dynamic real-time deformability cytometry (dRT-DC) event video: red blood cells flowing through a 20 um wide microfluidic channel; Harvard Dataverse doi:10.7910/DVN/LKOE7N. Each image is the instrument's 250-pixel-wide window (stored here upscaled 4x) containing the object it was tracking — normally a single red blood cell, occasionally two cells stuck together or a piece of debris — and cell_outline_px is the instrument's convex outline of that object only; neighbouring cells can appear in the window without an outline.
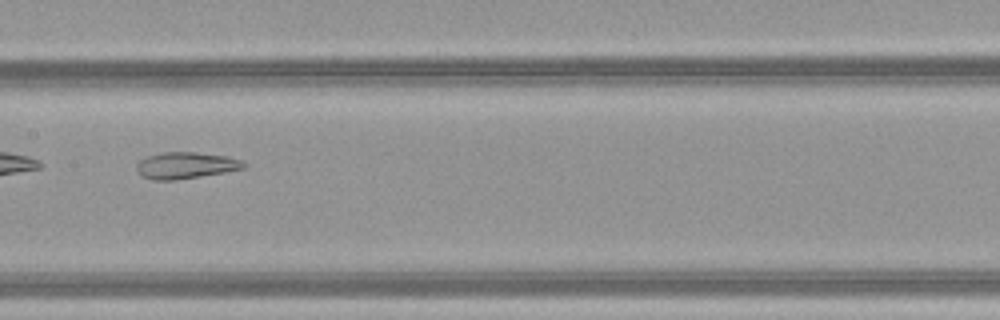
{"species": "common noctule bat (a hibernating species)", "species_latin": "Nyctalus noctula", "temperature_condition": "warm", "stored_images_in_passage": 32, "camera_frame_rate_fps": 3000, "um_per_image_px": 0.085, "animal": {"sex": "female", "body_mass_g": 21.9}, "frame": {"image": 1, "passage_image": 10, "time_ms": 3.0, "image_size_px": [1000, 320], "cell_outline_px": [[248, 164], [244, 168], [224, 172], [176, 180], [152, 180], [140, 176], [136, 172], [136, 164], [144, 156], [164, 152], [196, 152], [224, 156], [240, 160]], "centroid_in_image_um": [15.71, 14.06], "position_along_channel_um": 191.7, "area_um2": 16.65}, "authors_computed_cell_mechanics": {"area_um2": 17.7446, "velocity_mm_per_s": 4.2057, "shape_relaxation_time_tau1_ms": null, "shape_relaxation_time_tau2_ms": 2.3261, "deformation_change_tau1": null, "deformation_change_tau2": 0.1042}}